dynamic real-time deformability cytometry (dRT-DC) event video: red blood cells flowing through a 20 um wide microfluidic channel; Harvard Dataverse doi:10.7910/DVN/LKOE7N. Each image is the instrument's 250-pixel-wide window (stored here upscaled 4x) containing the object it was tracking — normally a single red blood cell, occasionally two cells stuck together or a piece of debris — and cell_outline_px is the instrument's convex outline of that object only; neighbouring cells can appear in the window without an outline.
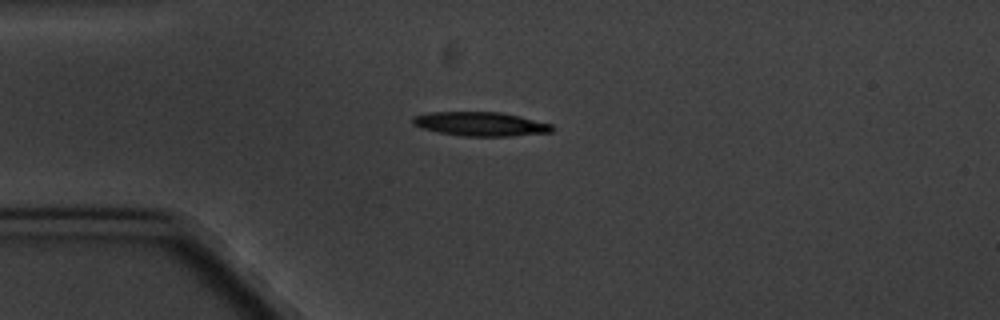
{"species": "common noctule bat (a hibernating species)", "species_latin": "Nyctalus noctula", "temperature_condition": "cold", "stored_images_in_passage": 5, "camera_frame_rate_fps": 3000, "um_per_image_px": 0.085, "animal": {"sex": "male", "body_mass_g": 20.1, "forearm_length_mm": 53.5}, "frame": {"image": 1, "passage_image": 2, "time_ms": 1.333, "image_size_px": [1000, 320], "cell_outline_px": [[556, 128], [552, 132], [512, 136], [460, 136], [420, 128], [412, 124], [412, 116], [428, 112], [500, 112], [520, 116], [552, 124]], "centroid_in_image_um": [40.85, 10.54], "position_along_channel_um": 44.2, "area_um2": 19.71}}